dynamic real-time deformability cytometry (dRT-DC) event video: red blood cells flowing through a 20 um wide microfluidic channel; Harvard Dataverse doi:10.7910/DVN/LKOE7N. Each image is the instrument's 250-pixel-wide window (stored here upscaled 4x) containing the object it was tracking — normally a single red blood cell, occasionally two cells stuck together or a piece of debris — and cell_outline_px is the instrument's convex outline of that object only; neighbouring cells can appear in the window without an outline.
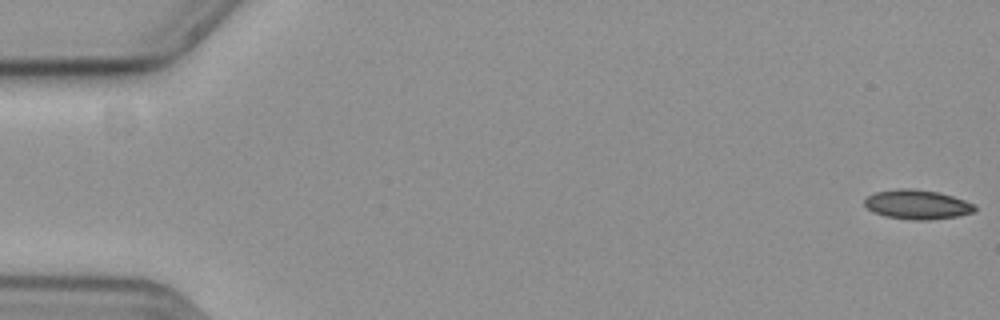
{"species": "common noctule bat (a hibernating species)", "species_latin": "Nyctalus noctula", "temperature_condition": "cold", "stored_images_in_passage": 58, "camera_frame_rate_fps": 3000, "um_per_image_px": 0.085, "animal": {"sex": "female", "body_mass_g": 19.3, "forearm_length_mm": 54.1}, "frame": {"image": 1, "passage_image": 1, "time_ms": 0.0, "image_size_px": [1000, 320], "cell_outline_px": [[976, 212], [956, 216], [928, 220], [912, 220], [884, 216], [872, 212], [864, 204], [864, 200], [868, 196], [876, 192], [900, 188], [912, 188], [936, 192], [952, 196], [976, 204]], "centroid_in_image_um": [77.97, 17.39], "position_along_channel_um": 7.0, "area_um2": 18.9}}
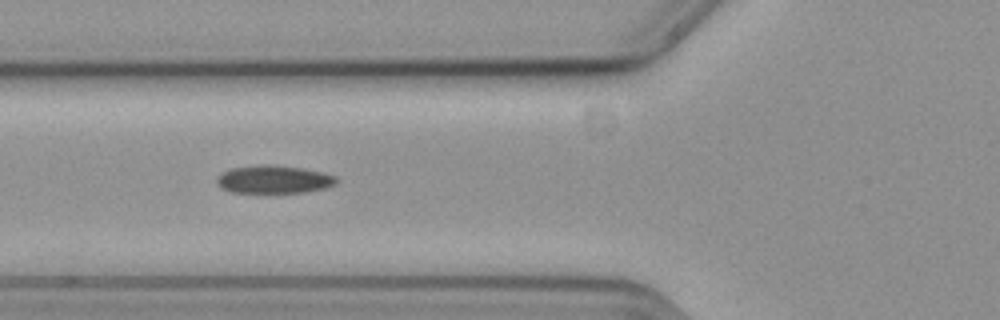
{"frame": {"image": 2, "passage_image": 22, "time_ms": 7.0, "image_size_px": [1000, 320], "cell_outline_px": [[336, 184], [324, 188], [304, 192], [232, 192], [216, 184], [216, 180], [224, 172], [232, 168], [264, 164], [272, 164], [304, 168], [324, 172], [336, 176]], "centroid_in_image_um": [23.32, 15.23], "position_along_channel_um": 102.5, "area_um2": 19.31}}
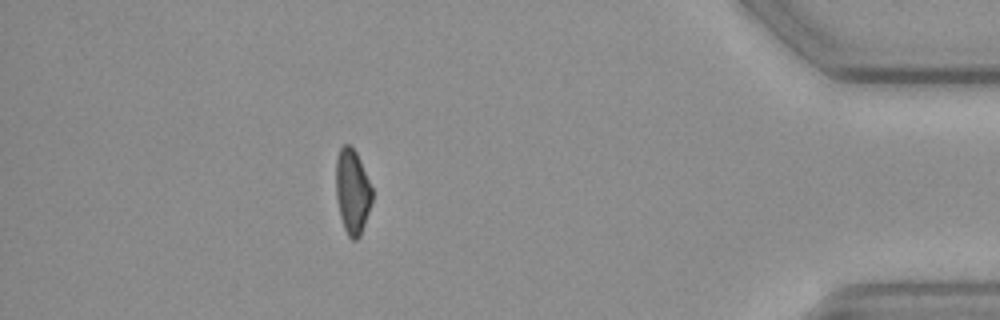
{"frame": {"image": 3, "passage_image": 51, "time_ms": 16.667, "image_size_px": [1000, 320], "cell_outline_px": [[372, 204], [360, 236], [356, 240], [352, 240], [348, 236], [344, 228], [340, 216], [336, 196], [336, 160], [340, 148], [344, 144], [348, 144], [356, 152], [372, 188]], "centroid_in_image_um": [29.95, 16.3], "position_along_channel_um": 405.3, "area_um2": 17.8}, "authors_computed_cell_mechanics": {"area_um2": 19.1896, "velocity_mm_per_s": 3.6457, "shape_relaxation_time_tau1_ms": null, "shape_relaxation_time_tau2_ms": 4.451, "deformation_change_tau1": null, "deformation_change_tau2": 0.1049}}